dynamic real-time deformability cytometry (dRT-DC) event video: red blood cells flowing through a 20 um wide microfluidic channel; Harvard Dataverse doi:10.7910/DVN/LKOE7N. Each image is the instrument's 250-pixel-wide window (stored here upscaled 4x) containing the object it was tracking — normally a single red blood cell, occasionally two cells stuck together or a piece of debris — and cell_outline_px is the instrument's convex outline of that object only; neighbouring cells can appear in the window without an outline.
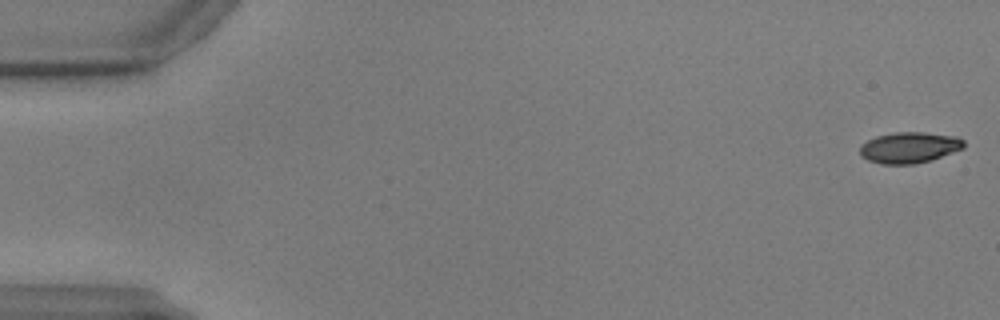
{"species": "common noctule bat (a hibernating species)", "species_latin": "Nyctalus noctula", "temperature_condition": "warm", "stored_images_in_passage": 38, "camera_frame_rate_fps": 3000, "um_per_image_px": 0.085, "animal": {"sex": "male", "body_mass_g": 17.9, "forearm_length_mm": 54.2}, "frame": {"image": 1, "passage_image": 1, "time_ms": 0.0, "image_size_px": [1000, 320], "cell_outline_px": [[964, 148], [916, 164], [880, 164], [868, 160], [860, 156], [860, 144], [876, 136], [896, 132], [924, 132], [956, 136], [964, 140]], "centroid_in_image_um": [77.26, 12.53], "position_along_channel_um": 7.7, "area_um2": 18.73}}
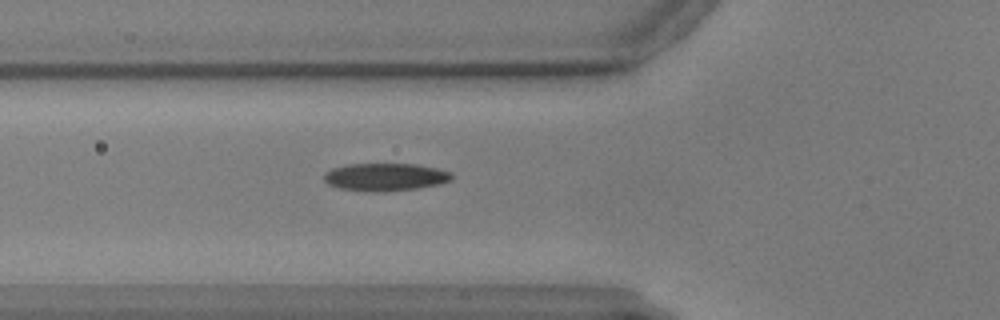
{"frame": {"image": 2, "passage_image": 21, "time_ms": 6.667, "image_size_px": [1000, 320], "cell_outline_px": [[452, 180], [440, 184], [416, 188], [380, 192], [372, 192], [340, 188], [328, 184], [324, 180], [324, 172], [332, 168], [348, 164], [416, 164], [436, 168], [452, 172]], "centroid_in_image_um": [32.75, 15.04], "position_along_channel_um": 93.1, "area_um2": 20.63}}
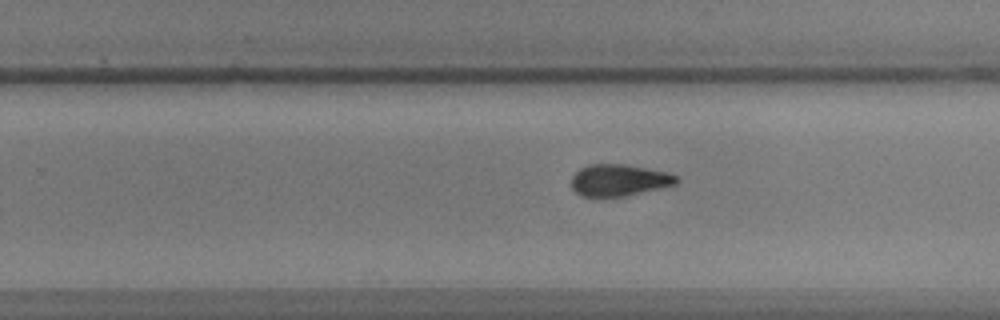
{"frame": {"image": 3, "passage_image": 37, "time_ms": 12.0, "image_size_px": [1000, 320], "cell_outline_px": [[680, 180], [676, 184], [660, 188], [624, 196], [580, 196], [572, 188], [572, 176], [580, 168], [588, 164], [624, 164], [668, 172], [676, 176]], "centroid_in_image_um": [52.61, 15.3], "position_along_channel_um": 277.2, "area_um2": 19.31}}